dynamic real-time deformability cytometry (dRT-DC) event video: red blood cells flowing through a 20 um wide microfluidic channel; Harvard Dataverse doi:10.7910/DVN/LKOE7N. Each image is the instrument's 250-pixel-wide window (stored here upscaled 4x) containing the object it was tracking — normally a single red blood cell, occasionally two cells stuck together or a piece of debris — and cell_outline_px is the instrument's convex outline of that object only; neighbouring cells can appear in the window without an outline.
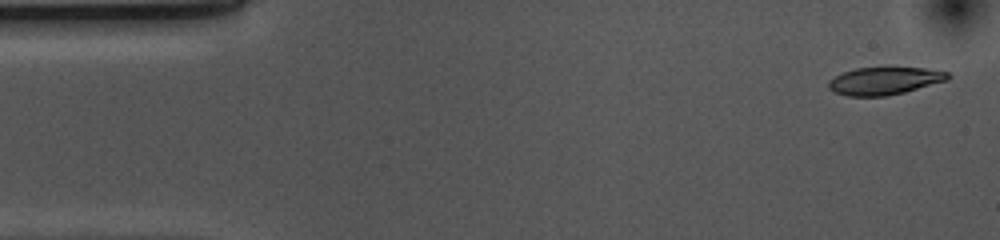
{"species": "common noctule bat (a hibernating species)", "species_latin": "Nyctalus noctula", "temperature_condition": "cold", "stored_images_in_passage": 53, "camera_frame_rate_fps": 3000, "um_per_image_px": 0.085, "animal": {"sex": "female", "body_mass_g": 10.0, "forearm_length_mm": 53.1}, "frame": {"image": 1, "passage_image": 2, "time_ms": 0.333, "image_size_px": [1000, 240], "cell_outline_px": [[952, 76], [948, 80], [904, 92], [884, 96], [848, 96], [836, 92], [828, 88], [828, 80], [844, 72], [856, 68], [924, 68], [948, 72]], "centroid_in_image_um": [75.19, 6.87], "position_along_channel_um": 9.8, "area_um2": 18.96}}
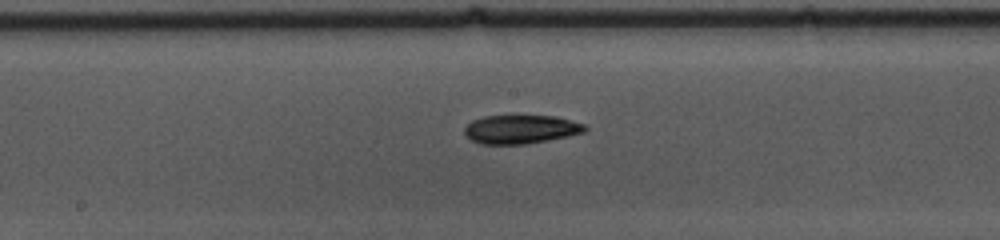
{"frame": {"image": 2, "passage_image": 26, "time_ms": 8.333, "image_size_px": [1000, 240], "cell_outline_px": [[588, 128], [584, 132], [568, 136], [548, 140], [524, 144], [480, 144], [464, 136], [464, 128], [472, 120], [484, 116], [556, 116], [584, 124]], "centroid_in_image_um": [44.24, 10.99], "position_along_channel_um": 204.0, "area_um2": 20.11}}
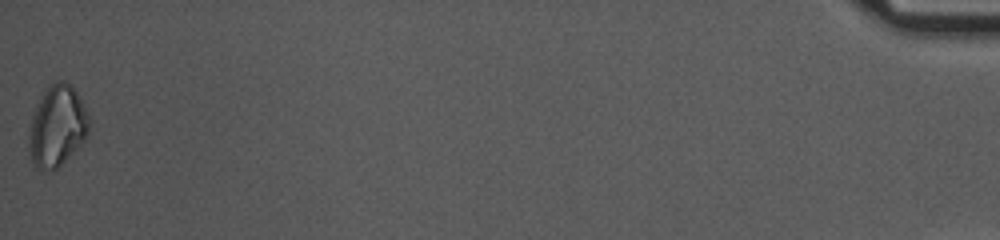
{"frame": {"image": 3, "passage_image": 53, "time_ms": 17.333, "image_size_px": [1000, 240], "cell_outline_px": [[92, 120], [88, 132], [84, 140], [52, 172], [48, 172], [36, 168], [32, 160], [28, 148], [28, 136], [32, 116], [40, 96], [56, 80], [64, 80], [76, 92], [84, 104]], "centroid_in_image_um": [4.86, 10.72], "position_along_channel_um": 430.3, "area_um2": 28.38}, "authors_computed_cell_mechanics": {"area_um2": 20.4034, "velocity_mm_per_s": 3.6796, "shape_relaxation_time_tau1_ms": 4.187, "shape_relaxation_time_tau2_ms": null, "deformation_change_tau1": 0.1253, "deformation_change_tau2": null}}